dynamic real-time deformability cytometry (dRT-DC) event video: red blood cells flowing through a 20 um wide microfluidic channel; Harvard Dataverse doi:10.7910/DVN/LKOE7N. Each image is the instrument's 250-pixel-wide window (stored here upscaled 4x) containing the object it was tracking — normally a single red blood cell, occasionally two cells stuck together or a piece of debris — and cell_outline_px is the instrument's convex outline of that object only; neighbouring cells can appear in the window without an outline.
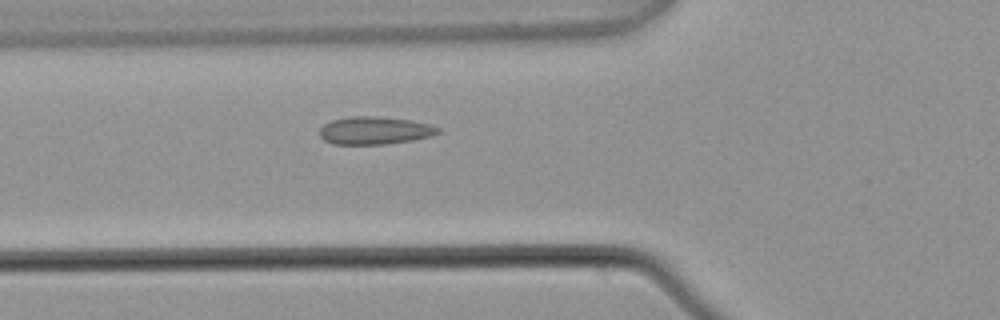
{"species": "common noctule bat (a hibernating species)", "species_latin": "Nyctalus noctula", "temperature_condition": "warm", "stored_images_in_passage": 3, "camera_frame_rate_fps": 3000, "um_per_image_px": 0.085, "animal": {"sex": "male", "body_mass_g": 21.5, "forearm_length_mm": 52.0}, "frame": {"image": 1, "passage_image": 3, "time_ms": 0.667, "image_size_px": [1000, 320], "cell_outline_px": [[440, 132], [428, 136], [412, 140], [384, 144], [332, 144], [324, 140], [320, 136], [320, 128], [324, 124], [332, 120], [352, 116], [376, 116], [408, 120], [428, 124], [440, 128]], "centroid_in_image_um": [31.8, 11.09], "position_along_channel_um": 94.0, "area_um2": 18.9}}